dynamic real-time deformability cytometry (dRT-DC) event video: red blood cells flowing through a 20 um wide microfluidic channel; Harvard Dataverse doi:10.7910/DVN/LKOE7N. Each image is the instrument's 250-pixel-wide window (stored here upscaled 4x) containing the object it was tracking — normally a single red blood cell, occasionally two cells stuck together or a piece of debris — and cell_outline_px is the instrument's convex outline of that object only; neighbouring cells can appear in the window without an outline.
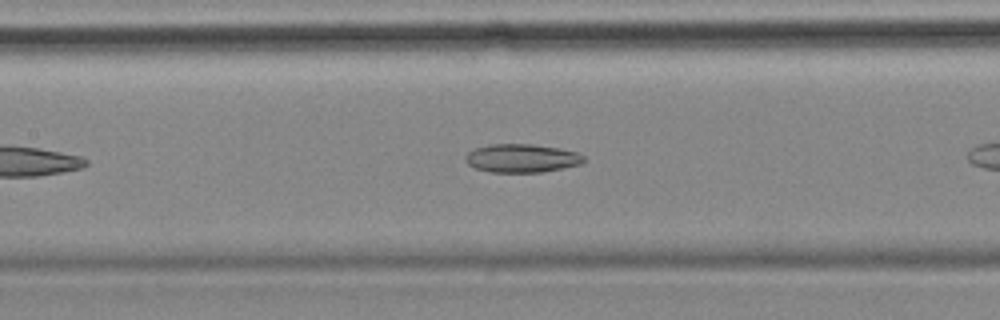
{"species": "common noctule bat (a hibernating species)", "species_latin": "Nyctalus noctula", "temperature_condition": "cold", "stored_images_in_passage": 19, "camera_frame_rate_fps": 3000, "um_per_image_px": 0.085, "animal": {"sex": "female", "body_mass_g": 18.4}, "frame": {"image": 1, "passage_image": 11, "time_ms": 3.333, "image_size_px": [1000, 320], "cell_outline_px": [[584, 160], [580, 164], [540, 172], [492, 172], [476, 168], [468, 164], [464, 160], [468, 152], [476, 148], [492, 144], [532, 144], [556, 148], [576, 152], [584, 156]], "centroid_in_image_um": [44.31, 13.45], "position_along_channel_um": 163.1, "area_um2": 19.25}}